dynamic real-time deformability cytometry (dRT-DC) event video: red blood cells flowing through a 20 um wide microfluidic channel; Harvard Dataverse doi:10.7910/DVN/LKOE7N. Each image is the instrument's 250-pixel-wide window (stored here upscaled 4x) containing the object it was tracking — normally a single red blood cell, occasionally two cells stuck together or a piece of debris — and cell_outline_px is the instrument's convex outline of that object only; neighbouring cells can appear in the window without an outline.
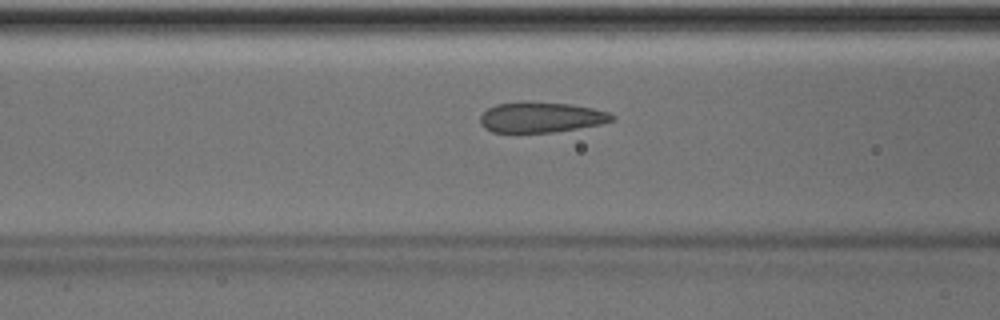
{"species": "Egyptian fruit bat (a non-hibernating species)", "species_latin": "Rousettus aegyptiacus", "temperature_condition": "room temperature", "stored_images_in_passage": 18, "camera_frame_rate_fps": 3000, "um_per_image_px": 0.085, "animal": {"sex": "male"}, "frame": {"image": 1, "passage_image": 16, "time_ms": 5.0, "image_size_px": [1000, 320], "cell_outline_px": [[616, 116], [612, 120], [600, 124], [552, 132], [492, 132], [484, 128], [480, 124], [480, 116], [488, 108], [496, 104], [572, 104], [592, 108], [608, 112]], "centroid_in_image_um": [45.99, 10.0], "position_along_channel_um": 120.6, "area_um2": 22.43}}